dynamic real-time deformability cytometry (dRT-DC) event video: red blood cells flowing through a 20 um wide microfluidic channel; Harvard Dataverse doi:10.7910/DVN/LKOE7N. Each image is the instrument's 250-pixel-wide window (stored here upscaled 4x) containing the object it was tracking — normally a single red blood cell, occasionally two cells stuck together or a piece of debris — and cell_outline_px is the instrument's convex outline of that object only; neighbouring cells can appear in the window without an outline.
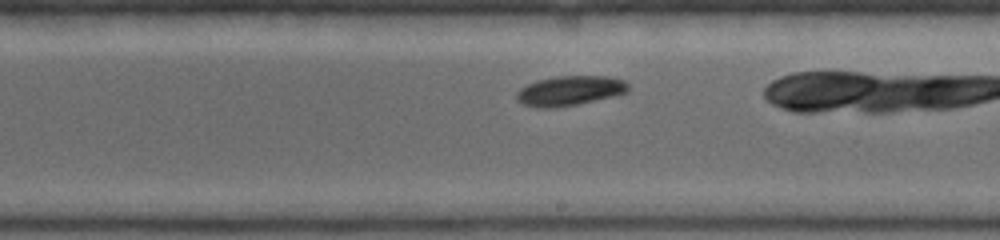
{"species": "common noctule bat (a hibernating species)", "species_latin": "Nyctalus noctula", "temperature_condition": "warm", "stored_images_in_passage": 12, "camera_frame_rate_fps": 5000, "um_per_image_px": 0.085, "animal": {"sex": "female", "body_mass_g": 19.0, "forearm_length_mm": 53.3}, "frame": {"image": 1, "passage_image": 9, "time_ms": 2.4, "image_size_px": [1000, 240], "cell_outline_px": [[628, 92], [620, 96], [560, 108], [540, 108], [524, 104], [516, 100], [516, 92], [520, 88], [528, 84], [540, 80], [556, 76], [608, 76], [624, 80], [628, 84]], "centroid_in_image_um": [48.49, 7.73], "position_along_channel_um": 240.5, "area_um2": 19.77}}